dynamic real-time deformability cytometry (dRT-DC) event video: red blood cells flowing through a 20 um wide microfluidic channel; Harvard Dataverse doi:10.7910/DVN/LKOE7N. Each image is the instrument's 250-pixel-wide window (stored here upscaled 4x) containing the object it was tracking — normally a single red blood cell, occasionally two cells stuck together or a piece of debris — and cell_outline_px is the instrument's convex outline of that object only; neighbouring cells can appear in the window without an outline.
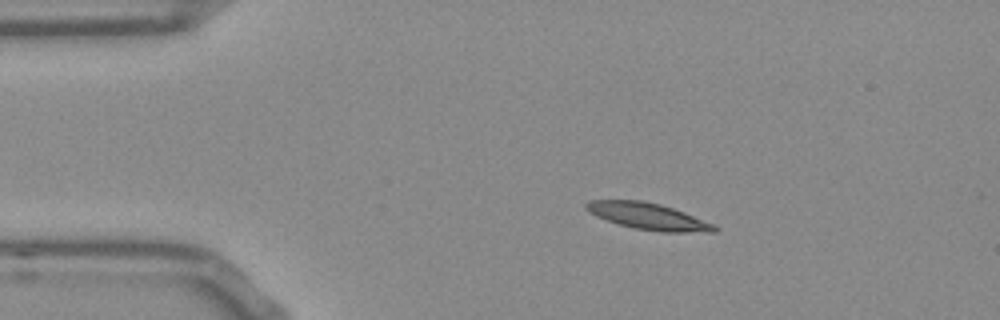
{"species": "Egyptian fruit bat (a non-hibernating species)", "species_latin": "Rousettus aegyptiacus", "temperature_condition": "room temperature", "stored_images_in_passage": 45, "camera_frame_rate_fps": 3000, "um_per_image_px": 0.085, "frame": {"image": 1, "passage_image": 1, "time_ms": 0.0, "image_size_px": [1000, 320], "cell_outline_px": [[720, 228], [716, 232], [660, 232], [636, 228], [620, 224], [596, 216], [588, 212], [584, 208], [584, 204], [588, 200], [644, 200], [660, 204], [684, 212], [716, 224]], "centroid_in_image_um": [55.13, 18.38], "position_along_channel_um": 29.9, "area_um2": 20.0}}
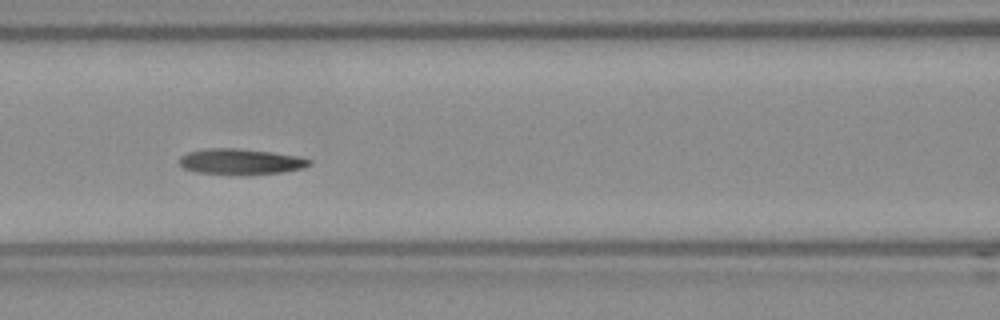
{"frame": {"image": 2, "passage_image": 14, "time_ms": 4.333, "image_size_px": [1000, 320], "cell_outline_px": [[312, 164], [304, 168], [280, 172], [244, 176], [240, 176], [196, 172], [184, 168], [180, 164], [180, 156], [188, 152], [204, 148], [232, 148], [268, 152], [296, 156], [312, 160]], "centroid_in_image_um": [20.43, 13.76], "position_along_channel_um": 146.2, "area_um2": 19.65}}
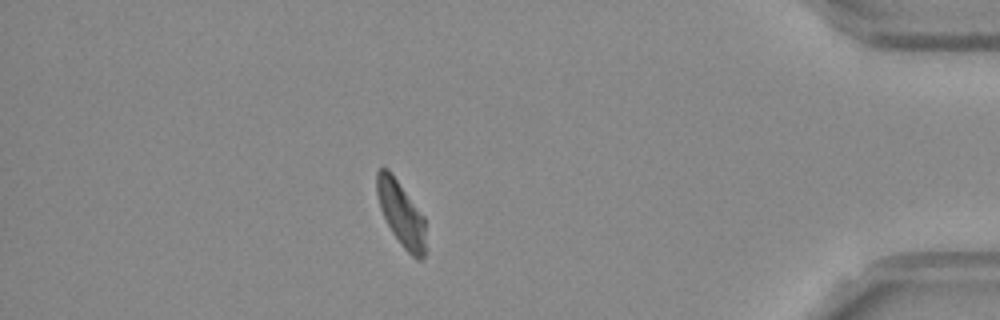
{"frame": {"image": 3, "passage_image": 38, "time_ms": 12.333, "image_size_px": [1000, 320], "cell_outline_px": [[424, 256], [420, 260], [416, 260], [400, 244], [392, 232], [380, 208], [376, 192], [376, 172], [380, 168], [388, 168], [424, 216]], "centroid_in_image_um": [34.07, 18.14], "position_along_channel_um": 401.1, "area_um2": 18.15}}